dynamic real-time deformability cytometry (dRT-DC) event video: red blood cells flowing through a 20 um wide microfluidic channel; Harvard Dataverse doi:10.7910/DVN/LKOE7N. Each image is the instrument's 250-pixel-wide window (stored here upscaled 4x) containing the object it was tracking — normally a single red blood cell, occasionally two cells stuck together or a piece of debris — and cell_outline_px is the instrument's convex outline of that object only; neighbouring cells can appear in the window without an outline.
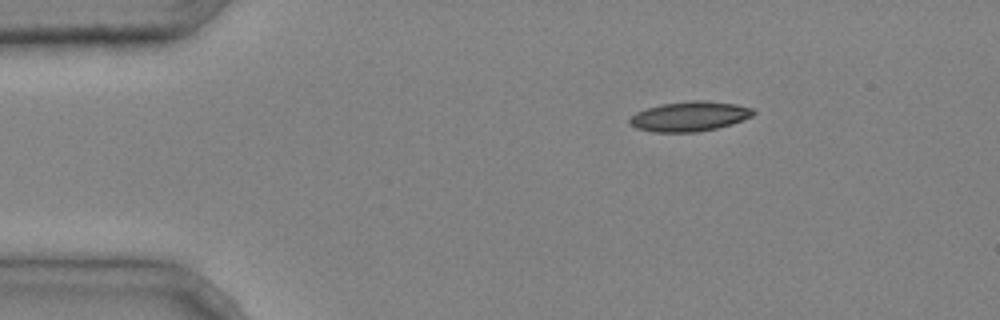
{"species": "common noctule bat (a hibernating species)", "species_latin": "Nyctalus noctula", "temperature_condition": "cold", "stored_images_in_passage": 3, "camera_frame_rate_fps": 3000, "um_per_image_px": 0.085, "animal": {"sex": "male", "body_mass_g": 20.4}, "frame": {"image": 1, "passage_image": 1, "time_ms": 0.0, "image_size_px": [1000, 320], "cell_outline_px": [[756, 112], [752, 116], [732, 124], [716, 128], [696, 132], [652, 132], [636, 128], [628, 124], [628, 120], [636, 112], [660, 104], [692, 100], [708, 100], [736, 104], [752, 108]], "centroid_in_image_um": [58.6, 9.89], "position_along_channel_um": 26.4, "area_um2": 21.62}}
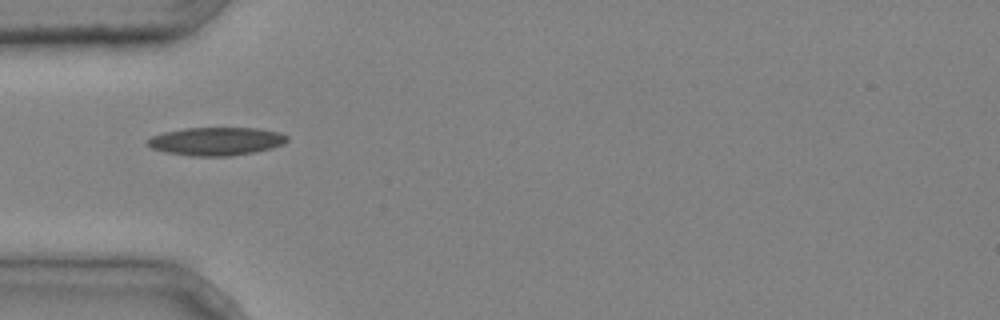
{"frame": {"image": 2, "passage_image": 3, "time_ms": 0.667, "image_size_px": [1000, 320], "cell_outline_px": [[288, 140], [284, 144], [272, 148], [256, 152], [228, 156], [188, 156], [164, 152], [152, 148], [144, 140], [152, 136], [164, 132], [184, 128], [256, 128], [280, 132], [288, 136]], "centroid_in_image_um": [18.38, 12.01], "position_along_channel_um": 66.6, "area_um2": 23.12}}